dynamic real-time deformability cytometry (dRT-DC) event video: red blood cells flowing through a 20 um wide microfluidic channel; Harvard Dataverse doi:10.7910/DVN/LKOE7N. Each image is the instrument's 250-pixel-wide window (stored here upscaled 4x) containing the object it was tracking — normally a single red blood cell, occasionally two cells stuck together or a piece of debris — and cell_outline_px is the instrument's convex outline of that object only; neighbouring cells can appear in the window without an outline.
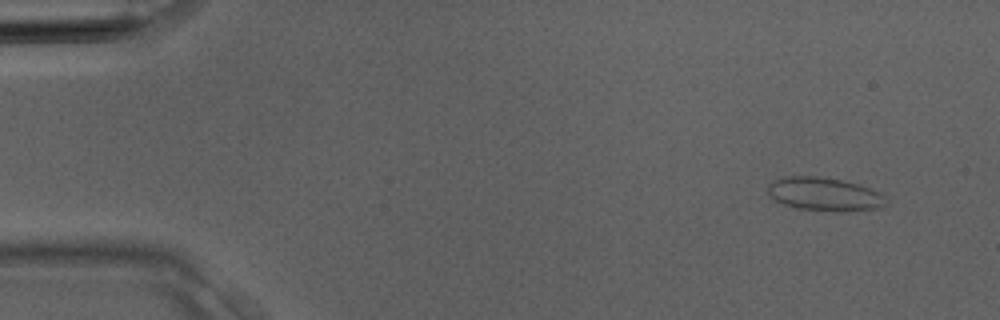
{"species": "Egyptian fruit bat (a non-hibernating species)", "species_latin": "Rousettus aegyptiacus", "temperature_condition": "room temperature", "stored_images_in_passage": 2, "camera_frame_rate_fps": 3000, "um_per_image_px": 0.085, "animal": {"sex": "male"}, "frame": {"image": 1, "passage_image": 1, "time_ms": 0.0, "image_size_px": [1000, 320], "cell_outline_px": [[884, 208], [840, 212], [832, 212], [796, 208], [784, 204], [776, 200], [768, 192], [768, 184], [772, 180], [788, 176], [816, 176], [840, 180], [860, 184], [880, 192], [884, 196]], "centroid_in_image_um": [70.09, 16.51], "position_along_channel_um": 14.9, "area_um2": 23.12}}